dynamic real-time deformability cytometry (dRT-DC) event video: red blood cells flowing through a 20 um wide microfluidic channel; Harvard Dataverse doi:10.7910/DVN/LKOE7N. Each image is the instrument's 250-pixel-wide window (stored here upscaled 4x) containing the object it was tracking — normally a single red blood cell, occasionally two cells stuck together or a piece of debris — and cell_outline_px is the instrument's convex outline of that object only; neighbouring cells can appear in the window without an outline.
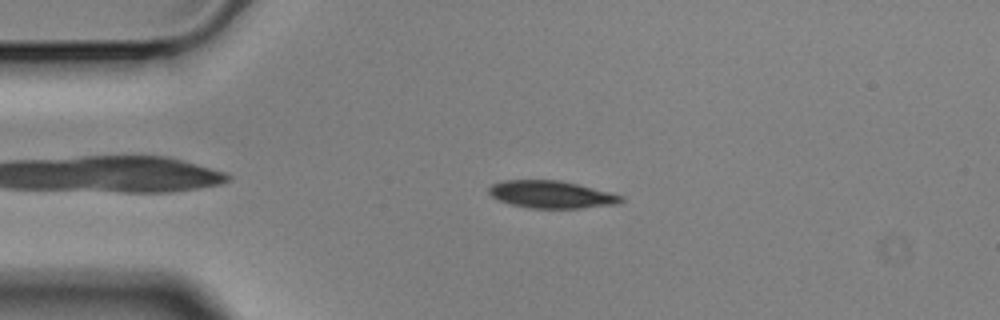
{"species": "Egyptian fruit bat (a non-hibernating species)", "species_latin": "Rousettus aegyptiacus", "temperature_condition": "cold", "stored_images_in_passage": 53, "camera_frame_rate_fps": 3000, "um_per_image_px": 0.085, "animal": {"sex": "male"}, "frame": {"image": 1, "passage_image": 9, "time_ms": 2.667, "image_size_px": [1000, 320], "cell_outline_px": [[624, 200], [620, 204], [580, 208], [532, 208], [512, 204], [500, 200], [492, 196], [488, 192], [488, 188], [492, 184], [504, 180], [560, 180], [624, 196]], "centroid_in_image_um": [46.88, 16.53], "position_along_channel_um": 38.1, "area_um2": 20.92}}
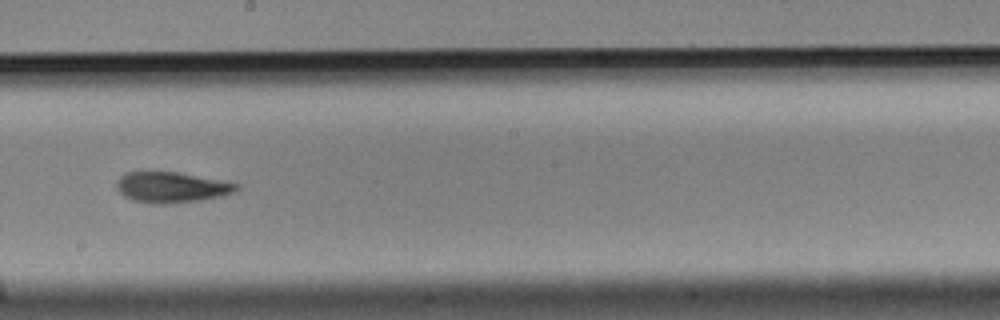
{"frame": {"image": 2, "passage_image": 28, "time_ms": 9.0, "image_size_px": [1000, 320], "cell_outline_px": [[240, 188], [232, 192], [220, 196], [200, 200], [164, 204], [152, 204], [132, 200], [124, 196], [116, 188], [116, 180], [124, 172], [176, 172], [240, 184]], "centroid_in_image_um": [14.52, 15.92], "position_along_channel_um": 233.7, "area_um2": 21.27}}
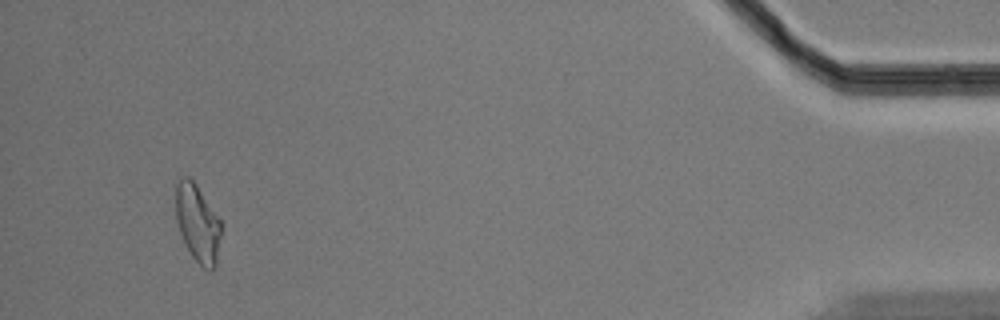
{"frame": {"image": 3, "passage_image": 50, "time_ms": 16.333, "image_size_px": [1000, 320], "cell_outline_px": [[220, 236], [216, 268], [204, 268], [192, 256], [180, 232], [176, 220], [176, 184], [180, 176], [188, 176], [196, 184], [220, 220]], "centroid_in_image_um": [16.78, 18.94], "position_along_channel_um": 418.4, "area_um2": 20.11}, "authors_computed_cell_mechanics": {"area_um2": 21.2704, "velocity_mm_per_s": 3.5315, "shape_relaxation_time_tau1_ms": 3.332, "shape_relaxation_time_tau2_ms": 5.1736, "deformation_change_tau1": 0.1388, "deformation_change_tau2": 0.1378}}